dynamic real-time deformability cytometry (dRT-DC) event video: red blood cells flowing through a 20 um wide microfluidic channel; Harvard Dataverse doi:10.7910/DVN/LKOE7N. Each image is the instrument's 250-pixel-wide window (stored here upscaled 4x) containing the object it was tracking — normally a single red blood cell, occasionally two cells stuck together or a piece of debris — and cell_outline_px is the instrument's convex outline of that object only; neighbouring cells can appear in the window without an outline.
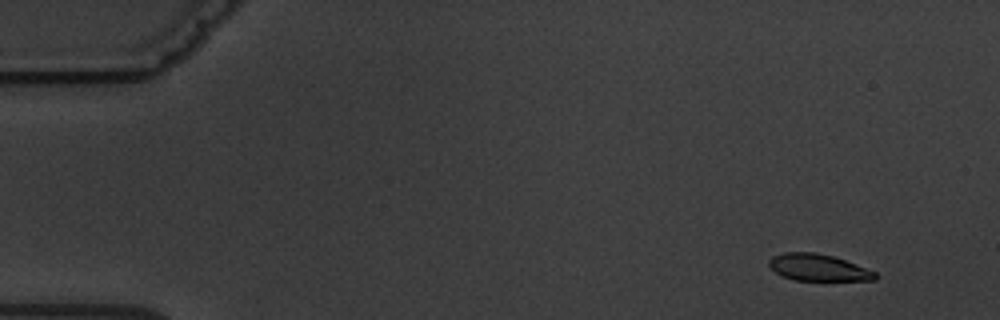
{"species": "common noctule bat (a hibernating species)", "species_latin": "Nyctalus noctula", "temperature_condition": "warm", "stored_images_in_passage": 10, "camera_frame_rate_fps": 3000, "um_per_image_px": 0.085, "animal": {"sex": "male", "body_mass_g": 19.5, "forearm_length_mm": 54.6}, "frame": {"image": 1, "passage_image": 1, "time_ms": 0.0, "image_size_px": [1000, 320], "cell_outline_px": [[880, 276], [876, 280], [792, 280], [776, 272], [768, 264], [768, 260], [772, 256], [784, 252], [816, 252], [832, 256], [844, 260], [876, 272]], "centroid_in_image_um": [69.55, 22.74], "position_along_channel_um": 15.5, "area_um2": 16.47}}
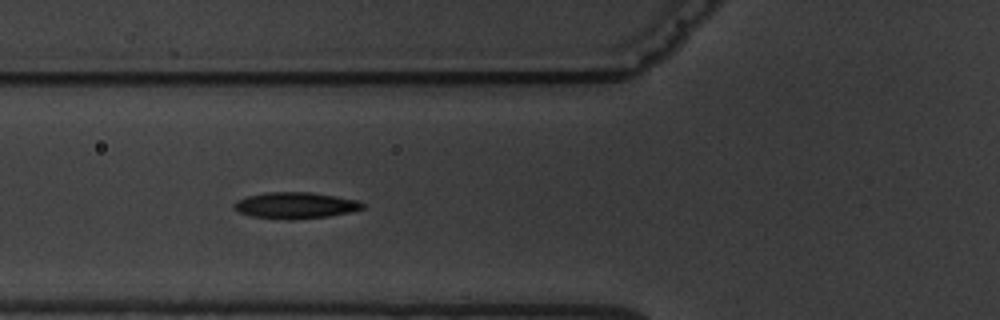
{"frame": {"image": 2, "passage_image": 6, "time_ms": 5.667, "image_size_px": [1000, 320], "cell_outline_px": [[368, 204], [364, 208], [352, 212], [328, 216], [252, 216], [240, 212], [232, 208], [232, 204], [236, 200], [248, 196], [264, 192], [312, 192], [360, 200]], "centroid_in_image_um": [25.18, 17.39], "position_along_channel_um": 100.6, "area_um2": 18.9}}